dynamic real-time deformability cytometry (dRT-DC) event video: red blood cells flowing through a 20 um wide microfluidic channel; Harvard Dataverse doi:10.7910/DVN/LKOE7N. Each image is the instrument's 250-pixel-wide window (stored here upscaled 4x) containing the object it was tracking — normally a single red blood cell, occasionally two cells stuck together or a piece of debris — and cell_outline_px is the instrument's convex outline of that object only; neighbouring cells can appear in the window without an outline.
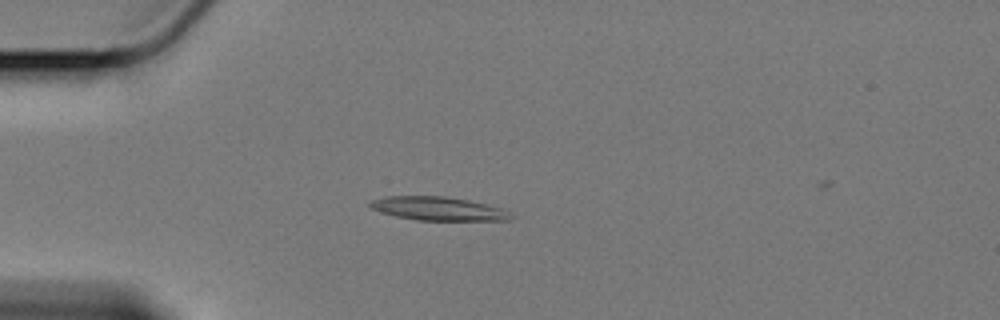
{"species": "Egyptian fruit bat (a non-hibernating species)", "species_latin": "Rousettus aegyptiacus", "temperature_condition": "cold", "stored_images_in_passage": 52, "camera_frame_rate_fps": 3000, "um_per_image_px": 0.085, "animal": {"sex": "female"}, "frame": {"image": 1, "passage_image": 7, "time_ms": 2.0, "image_size_px": [1000, 320], "cell_outline_px": [[512, 216], [508, 220], [416, 220], [396, 216], [380, 212], [368, 208], [368, 200], [384, 196], [444, 196], [468, 200], [500, 208], [508, 212]], "centroid_in_image_um": [37.11, 17.72], "position_along_channel_um": 47.9, "area_um2": 19.31}}
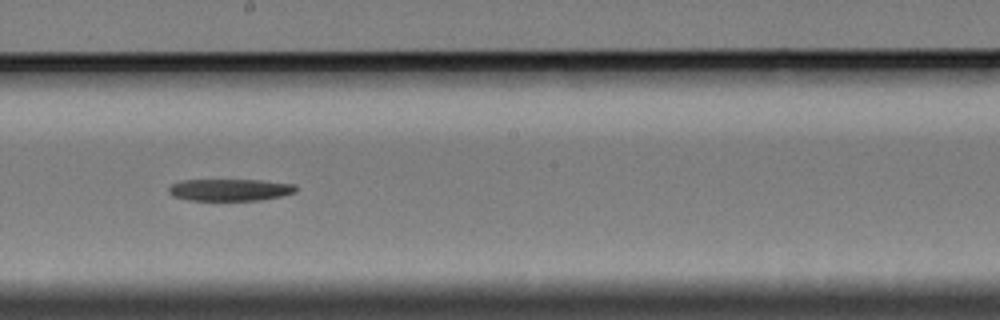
{"frame": {"image": 2, "passage_image": 25, "time_ms": 8.0, "image_size_px": [1000, 320], "cell_outline_px": [[296, 192], [280, 196], [260, 200], [188, 200], [172, 196], [168, 192], [168, 188], [172, 184], [180, 180], [260, 180], [292, 184], [296, 188]], "centroid_in_image_um": [19.49, 16.13], "position_along_channel_um": 228.7, "area_um2": 16.18}}
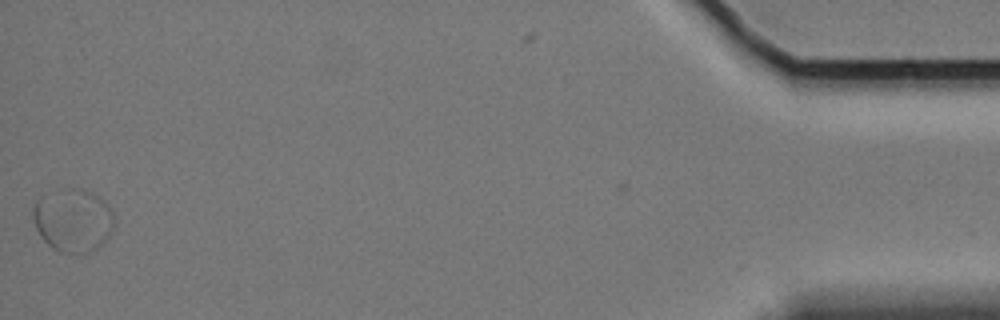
{"frame": {"image": 3, "passage_image": 51, "time_ms": 16.667, "image_size_px": [1000, 320], "cell_outline_px": [[112, 228], [104, 244], [88, 252], [60, 252], [52, 248], [40, 236], [32, 220], [32, 204], [40, 196], [80, 188], [92, 192], [104, 200], [112, 212]], "centroid_in_image_um": [6.17, 18.73], "position_along_channel_um": 429.0, "area_um2": 29.48}, "authors_computed_cell_mechanics": {"area_um2": 17.8891, "velocity_mm_per_s": 3.3143, "shape_relaxation_time_tau1_ms": 11.3399, "shape_relaxation_time_tau2_ms": null, "deformation_change_tau1": 0.1068, "deformation_change_tau2": null}}